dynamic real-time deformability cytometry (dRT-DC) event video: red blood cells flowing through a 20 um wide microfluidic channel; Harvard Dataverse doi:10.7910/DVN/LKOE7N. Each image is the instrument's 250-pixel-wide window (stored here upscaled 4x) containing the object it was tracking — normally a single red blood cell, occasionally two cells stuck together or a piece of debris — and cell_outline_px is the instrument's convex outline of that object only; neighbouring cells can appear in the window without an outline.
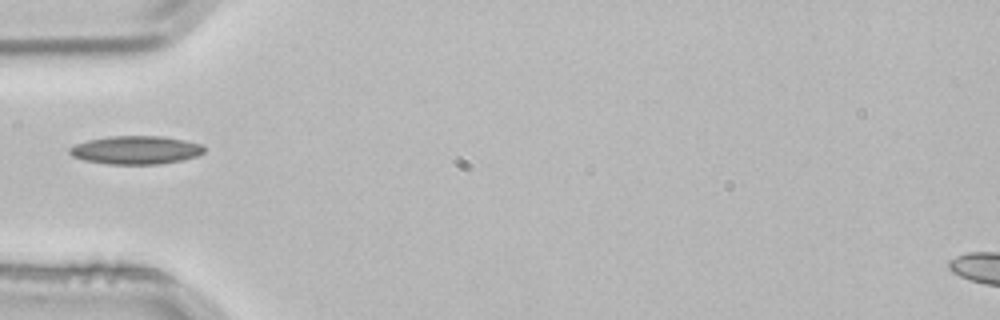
{"species": "common noctule bat (a hibernating species)", "species_latin": "Nyctalus noctula", "temperature_condition": "room temperature", "stored_images_in_passage": 4, "camera_frame_rate_fps": 3000, "um_per_image_px": 0.085, "animal": {"sex": "male", "body_mass_g": 21.5, "forearm_length_mm": 52.0}, "frame": {"image": 1, "passage_image": 4, "time_ms": 1.0, "image_size_px": [1000, 320], "cell_outline_px": [[204, 152], [196, 156], [180, 160], [160, 164], [108, 164], [84, 160], [72, 156], [68, 152], [68, 148], [76, 144], [88, 140], [108, 136], [164, 136], [184, 140], [200, 144], [204, 148]], "centroid_in_image_um": [11.51, 12.75], "position_along_channel_um": 73.5, "area_um2": 22.14}}